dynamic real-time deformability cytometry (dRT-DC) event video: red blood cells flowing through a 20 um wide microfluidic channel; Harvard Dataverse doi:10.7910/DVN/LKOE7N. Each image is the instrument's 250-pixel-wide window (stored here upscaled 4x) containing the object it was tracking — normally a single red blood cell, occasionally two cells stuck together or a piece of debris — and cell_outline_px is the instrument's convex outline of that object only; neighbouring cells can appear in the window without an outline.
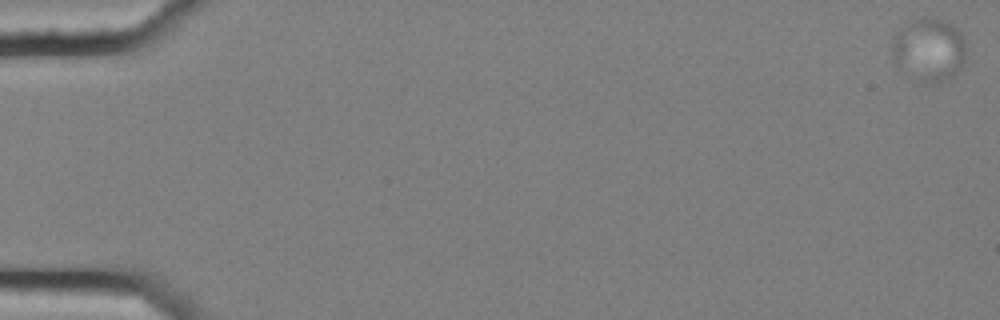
{"species": "common noctule bat (a hibernating species)", "species_latin": "Nyctalus noctula", "temperature_condition": "cold", "stored_images_in_passage": 9, "camera_frame_rate_fps": 3000, "um_per_image_px": 0.085, "animal": {"sex": "female", "body_mass_g": 25.1}, "frame": {"image": 1, "passage_image": 1, "time_ms": 0.0, "image_size_px": [1000, 320], "cell_outline_px": [[964, 64], [948, 80], [936, 84], [916, 84], [896, 64], [892, 56], [892, 44], [896, 32], [900, 28], [920, 16], [924, 16], [940, 20], [952, 24], [960, 32], [964, 40]], "centroid_in_image_um": [78.93, 4.28], "position_along_channel_um": 6.1, "area_um2": 27.74}}
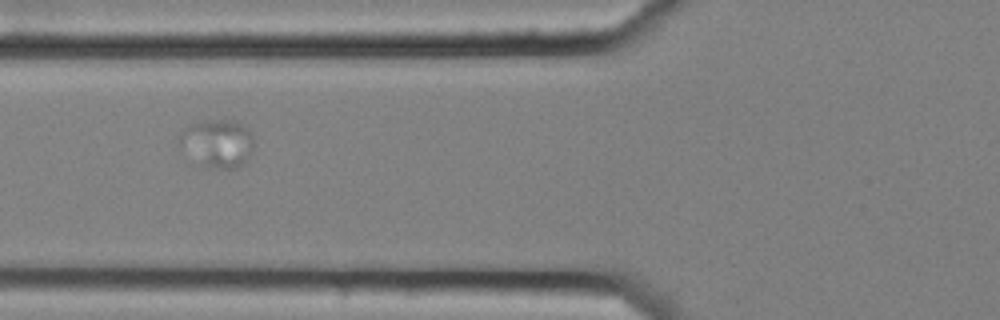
{"frame": {"image": 2, "passage_image": 7, "time_ms": 2.0, "image_size_px": [1000, 320], "cell_outline_px": [[252, 148], [248, 156], [240, 164], [232, 168], [220, 168], [204, 164], [176, 144], [176, 140], [180, 132], [192, 124], [204, 120], [236, 120], [248, 128], [252, 136]], "centroid_in_image_um": [18.45, 12.11], "position_along_channel_um": 107.3, "area_um2": 20.23}}
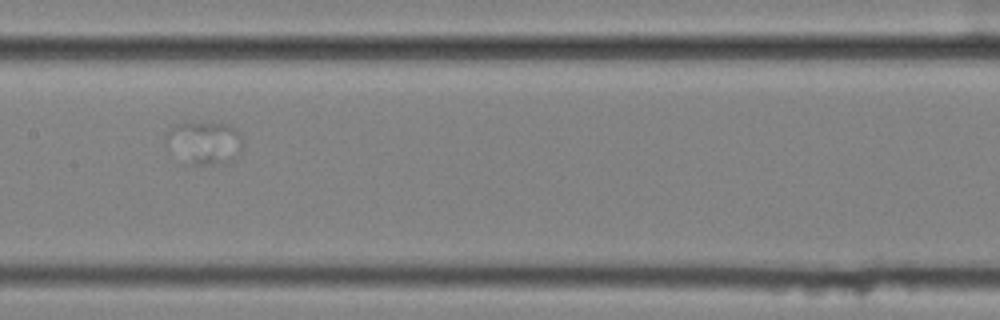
{"frame": {"image": 3, "passage_image": 9, "time_ms": 2.667, "image_size_px": [1000, 320], "cell_outline_px": [[240, 148], [236, 156], [228, 164], [188, 164], [168, 136], [168, 132], [176, 124], [228, 124], [240, 136]], "centroid_in_image_um": [17.49, 12.15], "position_along_channel_um": 189.9, "area_um2": 17.46}}